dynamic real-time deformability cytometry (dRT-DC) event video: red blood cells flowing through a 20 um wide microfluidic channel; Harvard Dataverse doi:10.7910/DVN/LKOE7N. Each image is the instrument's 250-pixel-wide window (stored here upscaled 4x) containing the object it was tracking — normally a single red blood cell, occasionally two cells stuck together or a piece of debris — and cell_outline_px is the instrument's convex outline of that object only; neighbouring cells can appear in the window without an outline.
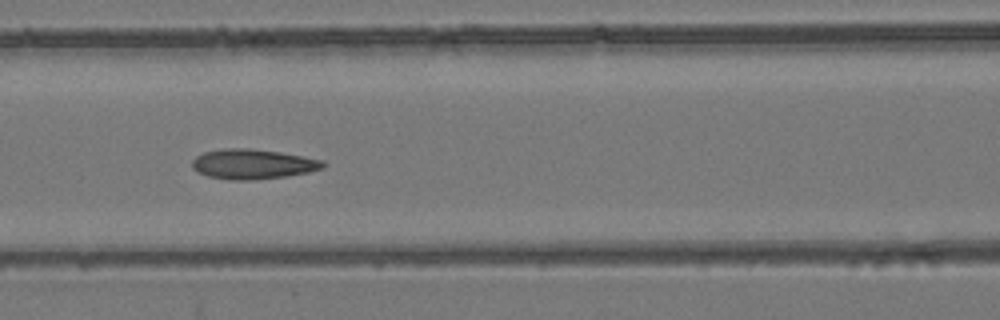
{"species": "common noctule bat (a hibernating species)", "species_latin": "Nyctalus noctula", "temperature_condition": "room temperature", "stored_images_in_passage": 8, "camera_frame_rate_fps": 3000, "um_per_image_px": 0.085, "animal": {"sex": "female", "body_mass_g": 24.6, "forearm_length_mm": 56.2}, "frame": {"image": 1, "passage_image": 6, "time_ms": 1.667, "image_size_px": [1000, 320], "cell_outline_px": [[328, 164], [324, 168], [308, 172], [284, 176], [256, 180], [232, 180], [208, 176], [196, 172], [192, 168], [192, 160], [196, 156], [204, 152], [224, 148], [248, 148], [280, 152], [324, 160]], "centroid_in_image_um": [21.49, 13.95], "position_along_channel_um": 145.1, "area_um2": 22.95}}
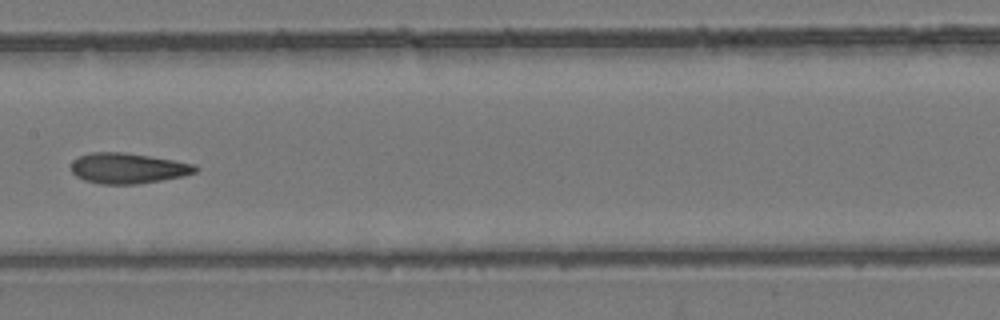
{"frame": {"image": 2, "passage_image": 7, "time_ms": 2.0, "image_size_px": [1000, 320], "cell_outline_px": [[200, 168], [196, 172], [180, 176], [160, 180], [136, 184], [100, 184], [84, 180], [76, 176], [72, 172], [72, 160], [88, 152], [124, 152], [196, 164]], "centroid_in_image_um": [10.85, 14.29], "position_along_channel_um": 196.6, "area_um2": 21.96}}
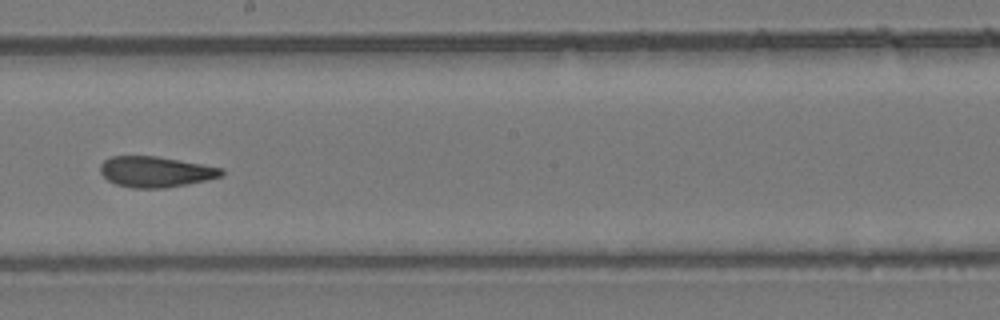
{"frame": {"image": 3, "passage_image": 8, "time_ms": 2.333, "image_size_px": [1000, 320], "cell_outline_px": [[224, 176], [164, 188], [132, 188], [116, 184], [108, 180], [100, 172], [100, 164], [104, 160], [112, 156], [156, 156], [224, 168]], "centroid_in_image_um": [13.21, 14.59], "position_along_channel_um": 235.0, "area_um2": 21.56}}